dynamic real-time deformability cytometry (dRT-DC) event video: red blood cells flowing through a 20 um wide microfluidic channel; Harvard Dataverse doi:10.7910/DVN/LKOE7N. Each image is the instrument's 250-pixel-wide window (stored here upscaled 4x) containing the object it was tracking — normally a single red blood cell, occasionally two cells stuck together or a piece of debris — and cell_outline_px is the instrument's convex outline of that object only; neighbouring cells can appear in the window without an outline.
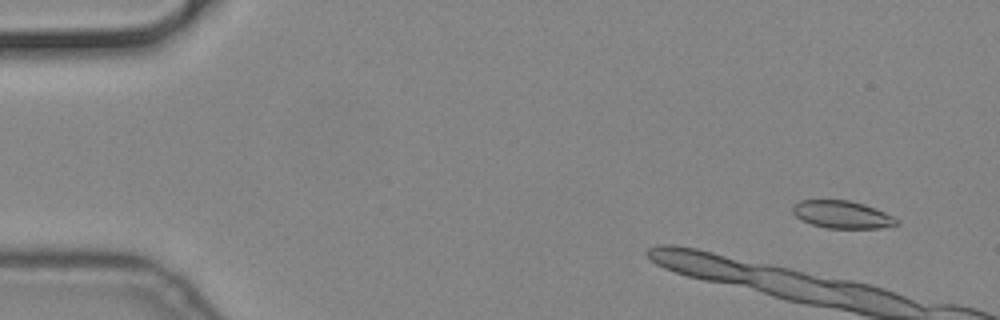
{"species": "common noctule bat (a hibernating species)", "species_latin": "Nyctalus noctula", "temperature_condition": "cold", "stored_images_in_passage": 11, "camera_frame_rate_fps": 3000, "um_per_image_px": 0.085, "animal": {"sex": "male", "body_mass_g": 19.2, "forearm_length_mm": 51.8}, "frame": {"image": 1, "passage_image": 4, "time_ms": 1.0, "image_size_px": [1000, 320], "cell_outline_px": [[900, 224], [880, 228], [828, 228], [812, 224], [800, 220], [792, 212], [792, 204], [800, 200], [848, 200], [864, 204], [876, 208], [900, 220]], "centroid_in_image_um": [71.57, 18.23], "position_along_channel_um": 13.4, "area_um2": 16.82}}